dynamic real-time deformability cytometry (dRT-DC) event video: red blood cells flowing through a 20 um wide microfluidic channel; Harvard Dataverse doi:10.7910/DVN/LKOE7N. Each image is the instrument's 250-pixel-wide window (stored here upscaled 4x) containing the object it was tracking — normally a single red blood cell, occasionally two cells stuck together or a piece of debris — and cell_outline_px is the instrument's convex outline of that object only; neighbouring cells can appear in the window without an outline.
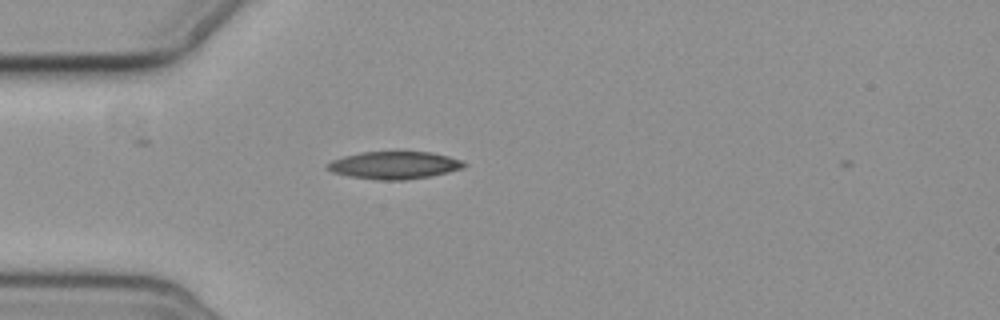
{"species": "common noctule bat (a hibernating species)", "species_latin": "Nyctalus noctula", "temperature_condition": "cold", "stored_images_in_passage": 1, "camera_frame_rate_fps": 3000, "um_per_image_px": 0.085, "animal": {"sex": "female", "body_mass_g": 19.3, "forearm_length_mm": 54.1}, "frame": {"image": 1, "passage_image": 1, "time_ms": 0.0, "image_size_px": [1000, 320], "cell_outline_px": [[468, 164], [464, 168], [448, 172], [428, 176], [404, 180], [380, 180], [348, 176], [332, 172], [324, 168], [324, 164], [332, 160], [344, 156], [360, 152], [432, 152], [448, 156], [460, 160]], "centroid_in_image_um": [33.47, 14.04], "position_along_channel_um": 51.5, "area_um2": 21.96}}